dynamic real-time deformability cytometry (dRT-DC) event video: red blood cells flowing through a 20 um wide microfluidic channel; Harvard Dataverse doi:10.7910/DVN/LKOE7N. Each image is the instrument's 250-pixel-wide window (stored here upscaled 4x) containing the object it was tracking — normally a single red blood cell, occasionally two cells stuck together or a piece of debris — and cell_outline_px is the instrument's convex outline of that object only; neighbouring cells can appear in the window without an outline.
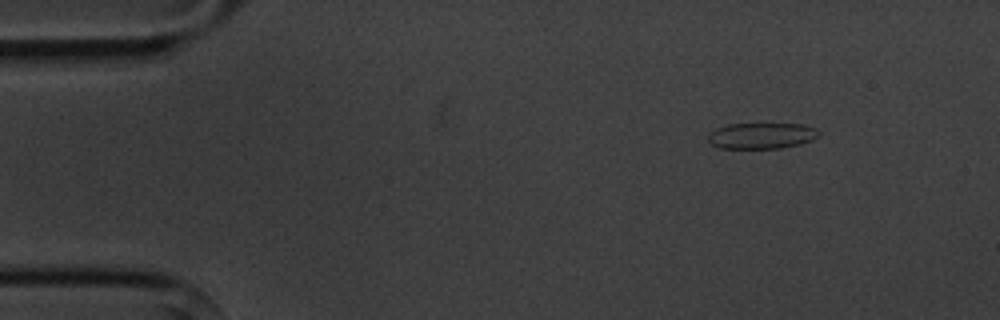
{"species": "common noctule bat (a hibernating species)", "species_latin": "Nyctalus noctula", "temperature_condition": "cold", "stored_images_in_passage": 3, "camera_frame_rate_fps": 3000, "um_per_image_px": 0.085, "animal": {"sex": "male", "body_mass_g": 20.1, "forearm_length_mm": 53.5}, "frame": {"image": 1, "passage_image": 3, "time_ms": 3.333, "image_size_px": [1000, 320], "cell_outline_px": [[820, 136], [812, 140], [800, 144], [780, 148], [720, 148], [712, 144], [708, 140], [708, 132], [716, 128], [728, 124], [804, 124], [816, 128], [820, 132]], "centroid_in_image_um": [64.75, 11.53], "position_along_channel_um": 20.2, "area_um2": 16.88}}